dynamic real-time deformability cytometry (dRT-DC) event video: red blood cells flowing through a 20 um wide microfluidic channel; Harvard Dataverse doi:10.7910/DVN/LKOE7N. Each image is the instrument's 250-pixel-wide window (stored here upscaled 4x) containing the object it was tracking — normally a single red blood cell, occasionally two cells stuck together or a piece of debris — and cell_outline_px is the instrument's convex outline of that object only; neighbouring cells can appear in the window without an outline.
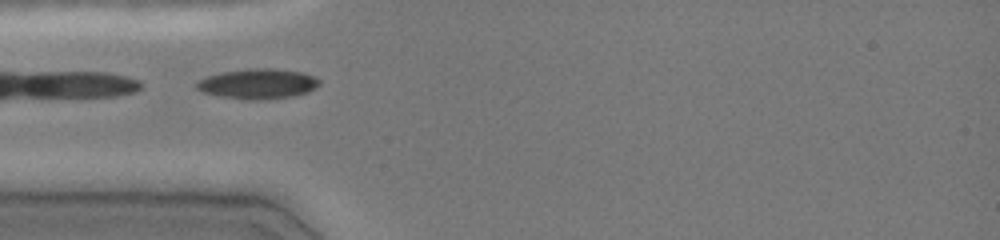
{"species": "common noctule bat (a hibernating species)", "species_latin": "Nyctalus noctula", "temperature_condition": "cold", "stored_images_in_passage": 31, "camera_frame_rate_fps": 3000, "um_per_image_px": 0.085, "animal": {"sex": "female", "body_mass_g": 19.0, "forearm_length_mm": 51.5}, "frame": {"image": 1, "passage_image": 1, "time_ms": 0.0, "image_size_px": [1000, 240], "cell_outline_px": [[320, 84], [316, 88], [308, 92], [292, 96], [260, 100], [248, 100], [220, 96], [204, 92], [196, 88], [192, 84], [208, 76], [220, 72], [248, 68], [272, 68], [304, 72], [316, 76], [320, 80]], "centroid_in_image_um": [21.94, 7.11], "position_along_channel_um": 63.1, "area_um2": 21.79}}
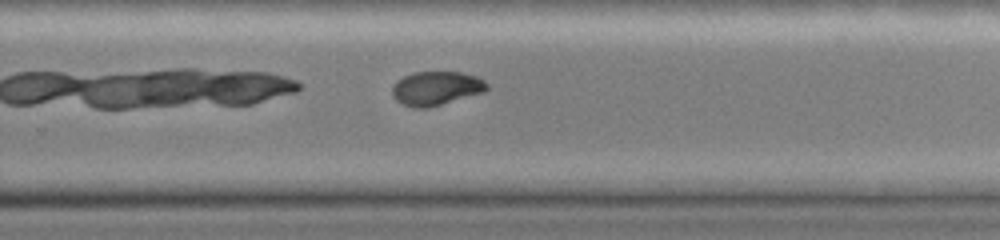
{"frame": {"image": 2, "passage_image": 18, "time_ms": 5.667, "image_size_px": [1000, 240], "cell_outline_px": [[488, 88], [484, 92], [428, 108], [412, 108], [396, 100], [392, 96], [392, 88], [396, 80], [412, 72], [460, 72], [476, 76], [484, 80], [488, 84]], "centroid_in_image_um": [37.06, 7.5], "position_along_channel_um": 292.7, "area_um2": 18.79}}
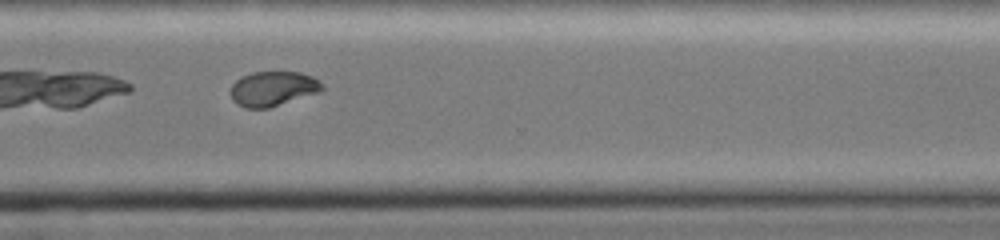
{"frame": {"image": 3, "passage_image": 22, "time_ms": 7.0, "image_size_px": [1000, 240], "cell_outline_px": [[324, 88], [320, 92], [268, 108], [244, 108], [236, 104], [232, 100], [232, 84], [236, 80], [252, 72], [300, 72], [312, 76], [324, 84]], "centroid_in_image_um": [23.22, 7.54], "position_along_channel_um": 347.4, "area_um2": 18.5}, "authors_computed_cell_mechanics": {"area_um2": 19.941, "velocity_mm_per_s": 4.0533, "shape_relaxation_time_tau1_ms": null, "shape_relaxation_time_tau2_ms": 2.0817, "deformation_change_tau1": null, "deformation_change_tau2": 0.0408}}